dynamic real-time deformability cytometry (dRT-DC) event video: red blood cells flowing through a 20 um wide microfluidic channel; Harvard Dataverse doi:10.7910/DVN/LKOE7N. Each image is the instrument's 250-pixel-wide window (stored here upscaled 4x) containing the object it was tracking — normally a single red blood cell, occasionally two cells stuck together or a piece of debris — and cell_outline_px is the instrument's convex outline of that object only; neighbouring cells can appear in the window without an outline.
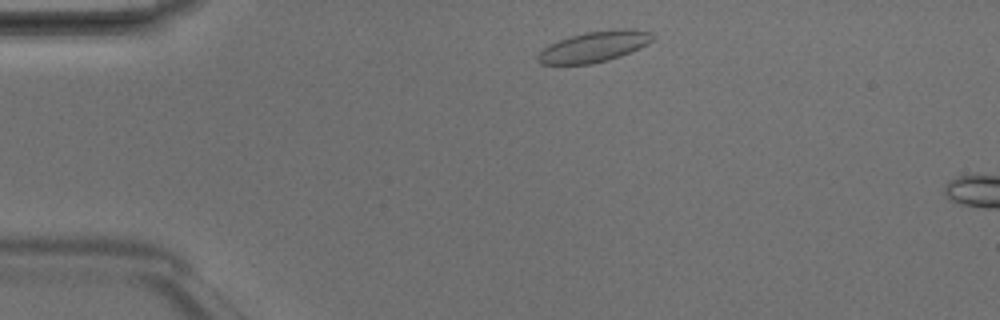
{"species": "Egyptian fruit bat (a non-hibernating species)", "species_latin": "Rousettus aegyptiacus", "temperature_condition": "room temperature", "stored_images_in_passage": 3, "camera_frame_rate_fps": 3000, "um_per_image_px": 0.085, "animal": {"sex": "male"}, "frame": {"image": 1, "passage_image": 1, "time_ms": 0.0, "image_size_px": [1000, 320], "cell_outline_px": [[656, 36], [648, 44], [640, 48], [620, 56], [608, 60], [588, 64], [540, 64], [536, 60], [536, 56], [548, 44], [568, 36], [588, 32], [620, 28], [632, 28], [652, 32]], "centroid_in_image_um": [50.52, 3.95], "position_along_channel_um": 34.5, "area_um2": 20.75}}